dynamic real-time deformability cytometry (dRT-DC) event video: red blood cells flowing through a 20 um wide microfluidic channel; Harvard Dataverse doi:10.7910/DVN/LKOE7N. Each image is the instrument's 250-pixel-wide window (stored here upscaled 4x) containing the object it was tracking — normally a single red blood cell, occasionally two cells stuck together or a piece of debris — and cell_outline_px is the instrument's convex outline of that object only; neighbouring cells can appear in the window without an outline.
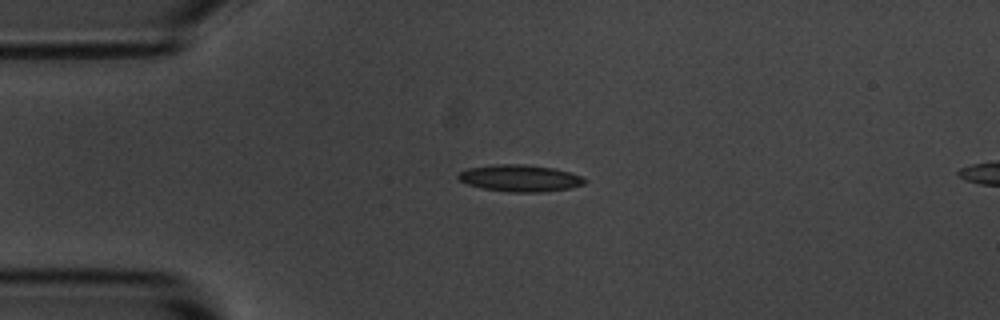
{"species": "common noctule bat (a hibernating species)", "species_latin": "Nyctalus noctula", "temperature_condition": "room temperature", "stored_images_in_passage": 3, "segment_of_instrument_passage": [1, 2], "camera_frame_rate_fps": 3000, "um_per_image_px": 0.085, "animal": {"sex": "male", "body_mass_g": 20.1, "forearm_length_mm": 53.5}, "frame": {"image": 1, "passage_image": 1, "time_ms": 0.0, "image_size_px": [1000, 320], "cell_outline_px": [[588, 180], [584, 184], [572, 188], [540, 192], [508, 192], [480, 188], [468, 184], [460, 180], [456, 176], [460, 172], [468, 168], [496, 164], [524, 164], [552, 168], [568, 172], [580, 176]], "centroid_in_image_um": [44.19, 15.15], "position_along_channel_um": 40.8, "area_um2": 19.71}}